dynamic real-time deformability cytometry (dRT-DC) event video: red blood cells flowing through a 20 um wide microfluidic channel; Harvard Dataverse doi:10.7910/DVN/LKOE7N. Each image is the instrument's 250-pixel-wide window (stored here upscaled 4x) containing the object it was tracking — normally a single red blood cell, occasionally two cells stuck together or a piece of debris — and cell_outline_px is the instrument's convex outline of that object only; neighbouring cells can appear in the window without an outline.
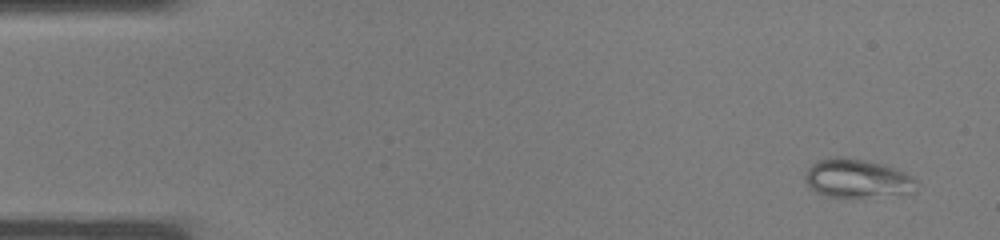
{"species": "common noctule bat (a hibernating species)", "species_latin": "Nyctalus noctula", "temperature_condition": "warm", "stored_images_in_passage": 36, "camera_frame_rate_fps": 3000, "um_per_image_px": 0.085, "animal": {"sex": "male", "body_mass_g": 19.0, "forearm_length_mm": 50.8}, "frame": {"image": 1, "passage_image": 1, "time_ms": 0.0, "image_size_px": [1000, 240], "cell_outline_px": [[916, 192], [864, 196], [824, 196], [808, 188], [804, 180], [804, 176], [808, 168], [816, 160], [836, 156], [840, 156], [864, 160], [884, 164], [896, 168], [912, 176], [916, 180]], "centroid_in_image_um": [72.81, 15.14], "position_along_channel_um": 12.2, "area_um2": 25.03}}
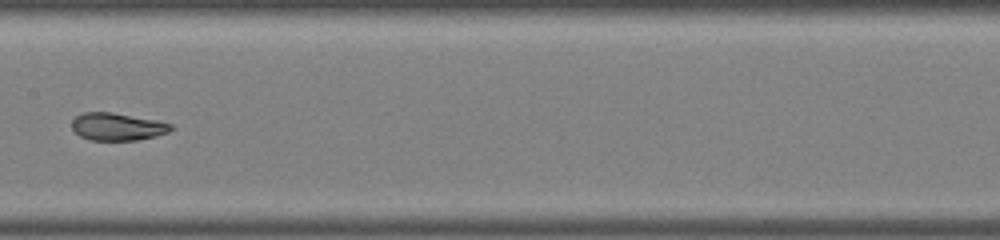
{"frame": {"image": 2, "passage_image": 18, "time_ms": 5.667, "image_size_px": [1000, 240], "cell_outline_px": [[172, 128], [168, 132], [156, 136], [136, 140], [88, 140], [80, 136], [72, 128], [72, 120], [76, 116], [84, 112], [112, 112], [156, 120], [172, 124]], "centroid_in_image_um": [9.96, 10.77], "position_along_channel_um": 197.4, "area_um2": 15.84}}
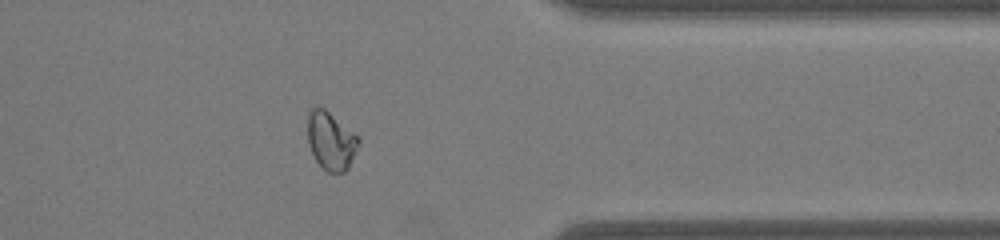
{"frame": {"image": 3, "passage_image": 29, "time_ms": 9.333, "image_size_px": [1000, 240], "cell_outline_px": [[360, 144], [348, 168], [344, 172], [328, 172], [316, 160], [308, 144], [308, 112], [312, 108], [324, 108], [360, 136]], "centroid_in_image_um": [28.16, 11.96], "position_along_channel_um": 383.2, "area_um2": 17.22}}